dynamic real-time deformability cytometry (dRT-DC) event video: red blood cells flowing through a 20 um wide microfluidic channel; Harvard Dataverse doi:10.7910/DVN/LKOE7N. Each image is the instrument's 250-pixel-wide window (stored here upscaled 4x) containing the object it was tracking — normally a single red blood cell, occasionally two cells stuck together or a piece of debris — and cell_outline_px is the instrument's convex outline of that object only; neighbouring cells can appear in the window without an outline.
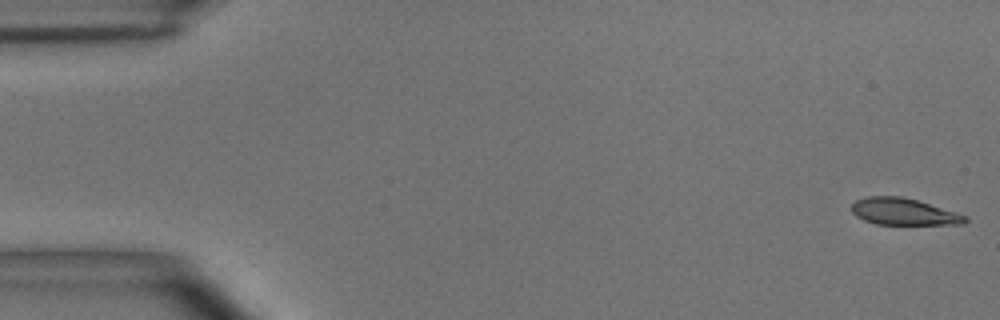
{"species": "common noctule bat (a hibernating species)", "species_latin": "Nyctalus noctula", "temperature_condition": "room temperature", "stored_images_in_passage": 54, "camera_frame_rate_fps": 3000, "um_per_image_px": 0.085, "animal": {"sex": "male", "body_mass_g": 15.6}, "frame": {"image": 1, "passage_image": 1, "time_ms": 0.0, "image_size_px": [1000, 320], "cell_outline_px": [[968, 220], [964, 224], [876, 224], [864, 220], [856, 216], [852, 212], [852, 204], [856, 200], [868, 196], [900, 196], [916, 200], [956, 212], [968, 216]], "centroid_in_image_um": [76.81, 17.99], "position_along_channel_um": 8.2, "area_um2": 17.57}}
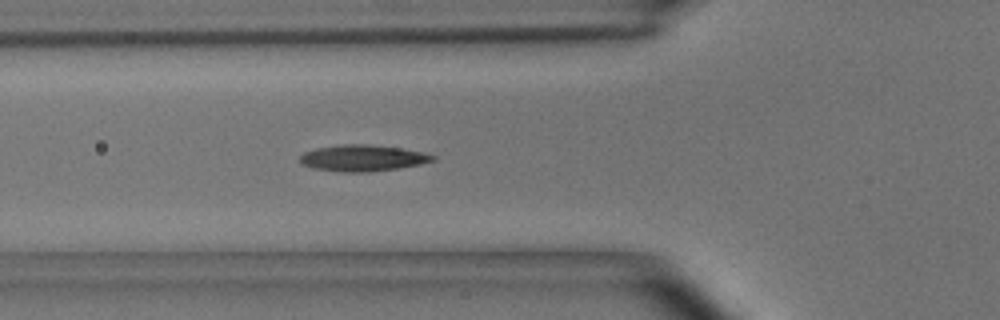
{"frame": {"image": 2, "passage_image": 19, "time_ms": 6.0, "image_size_px": [1000, 320], "cell_outline_px": [[436, 160], [420, 164], [400, 168], [368, 172], [340, 172], [312, 168], [300, 164], [300, 156], [304, 152], [316, 148], [340, 144], [364, 144], [400, 148], [424, 152], [436, 156]], "centroid_in_image_um": [30.81, 13.44], "position_along_channel_um": 95.0, "area_um2": 20.52}}
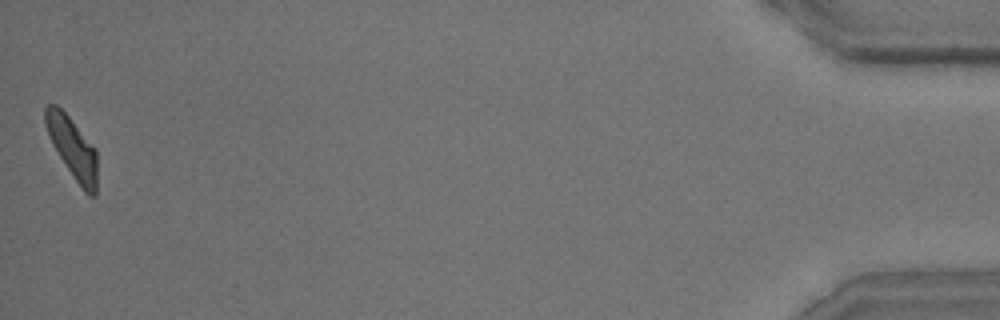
{"frame": {"image": 3, "passage_image": 54, "time_ms": 17.667, "image_size_px": [1000, 320], "cell_outline_px": [[96, 196], [88, 196], [84, 192], [52, 144], [48, 136], [44, 120], [44, 108], [48, 104], [56, 104], [68, 116], [96, 148]], "centroid_in_image_um": [6.15, 12.55], "position_along_channel_um": 429.0, "area_um2": 18.21}, "authors_computed_cell_mechanics": {"area_um2": 19.1607, "velocity_mm_per_s": 3.6562, "shape_relaxation_time_tau1_ms": 3.7912, "shape_relaxation_time_tau2_ms": 1.043, "deformation_change_tau1": 0.1513, "deformation_change_tau2": 0.0707}}